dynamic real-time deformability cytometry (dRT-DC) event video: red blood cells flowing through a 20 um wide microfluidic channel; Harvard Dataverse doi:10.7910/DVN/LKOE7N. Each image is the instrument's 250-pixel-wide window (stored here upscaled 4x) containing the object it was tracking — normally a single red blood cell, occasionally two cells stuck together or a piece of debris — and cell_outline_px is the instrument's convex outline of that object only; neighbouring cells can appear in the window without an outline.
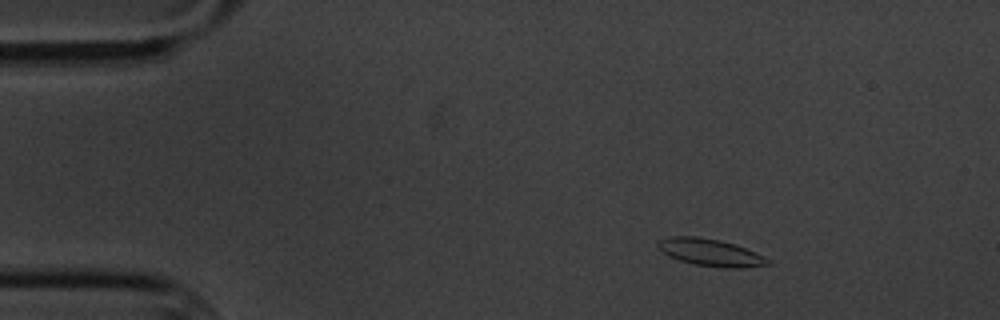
{"species": "common noctule bat (a hibernating species)", "species_latin": "Nyctalus noctula", "temperature_condition": "cold", "stored_images_in_passage": 4, "camera_frame_rate_fps": 3000, "um_per_image_px": 0.085, "animal": {"sex": "male", "body_mass_g": 20.1, "forearm_length_mm": 53.5}, "frame": {"image": 1, "passage_image": 2, "time_ms": 1.0, "image_size_px": [1000, 320], "cell_outline_px": [[772, 264], [744, 268], [724, 268], [692, 264], [668, 256], [656, 248], [656, 244], [660, 240], [672, 236], [696, 236], [720, 240], [744, 248], [764, 256], [772, 260]], "centroid_in_image_um": [60.38, 21.47], "position_along_channel_um": 24.6, "area_um2": 17.51}}